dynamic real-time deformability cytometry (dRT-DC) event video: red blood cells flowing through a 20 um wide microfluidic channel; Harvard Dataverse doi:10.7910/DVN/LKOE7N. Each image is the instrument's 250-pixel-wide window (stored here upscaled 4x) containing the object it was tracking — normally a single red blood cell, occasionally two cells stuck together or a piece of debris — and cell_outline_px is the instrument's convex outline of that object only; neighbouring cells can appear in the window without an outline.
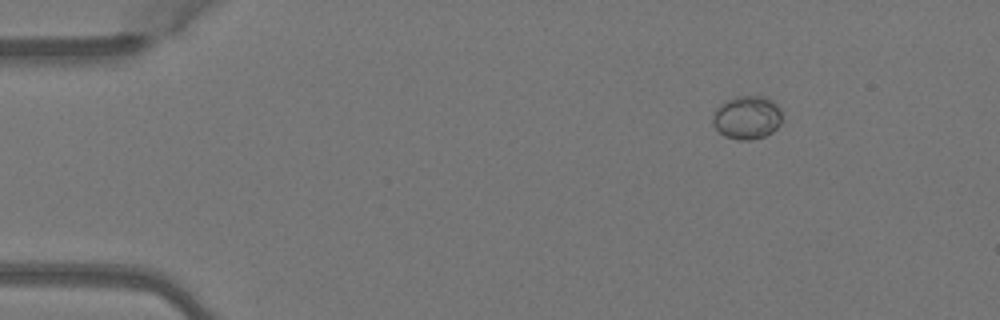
{"species": "Egyptian fruit bat (a non-hibernating species)", "species_latin": "Rousettus aegyptiacus", "temperature_condition": "warm", "stored_images_in_passage": 4, "camera_frame_rate_fps": 3000, "um_per_image_px": 0.085, "animal": {"sex": "female"}, "frame": {"image": 1, "passage_image": 1, "time_ms": 0.0, "image_size_px": [1000, 320], "cell_outline_px": [[780, 124], [772, 132], [764, 136], [752, 140], [736, 140], [724, 136], [712, 124], [712, 116], [716, 108], [724, 100], [736, 96], [768, 96], [780, 108]], "centroid_in_image_um": [63.47, 9.98], "position_along_channel_um": 21.5, "area_um2": 17.74}}
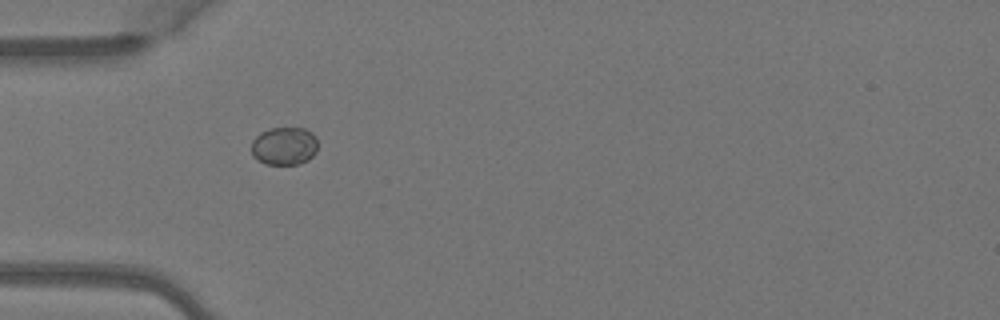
{"frame": {"image": 2, "passage_image": 3, "time_ms": 0.667, "image_size_px": [1000, 320], "cell_outline_px": [[316, 152], [308, 160], [300, 164], [264, 164], [252, 156], [252, 140], [260, 132], [272, 128], [304, 128], [312, 132], [316, 136]], "centroid_in_image_um": [24.15, 12.41], "position_along_channel_um": 60.8, "area_um2": 14.8}}
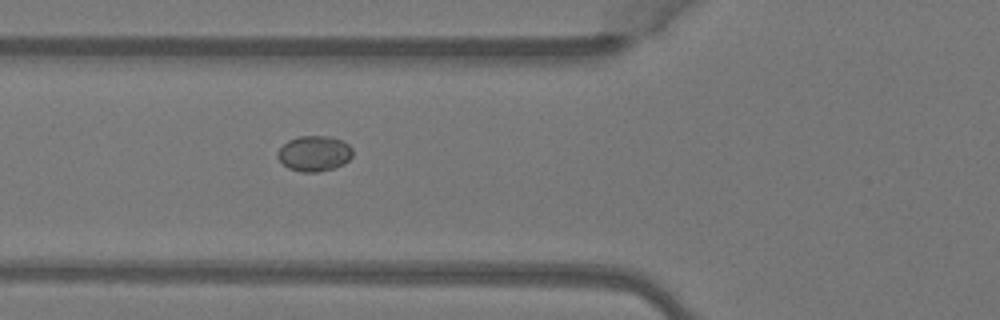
{"frame": {"image": 3, "passage_image": 4, "time_ms": 1.0, "image_size_px": [1000, 320], "cell_outline_px": [[352, 156], [344, 164], [320, 172], [300, 172], [288, 168], [276, 156], [276, 152], [288, 140], [300, 136], [332, 136], [348, 144], [352, 148]], "centroid_in_image_um": [26.7, 13.05], "position_along_channel_um": 99.1, "area_um2": 15.55}}